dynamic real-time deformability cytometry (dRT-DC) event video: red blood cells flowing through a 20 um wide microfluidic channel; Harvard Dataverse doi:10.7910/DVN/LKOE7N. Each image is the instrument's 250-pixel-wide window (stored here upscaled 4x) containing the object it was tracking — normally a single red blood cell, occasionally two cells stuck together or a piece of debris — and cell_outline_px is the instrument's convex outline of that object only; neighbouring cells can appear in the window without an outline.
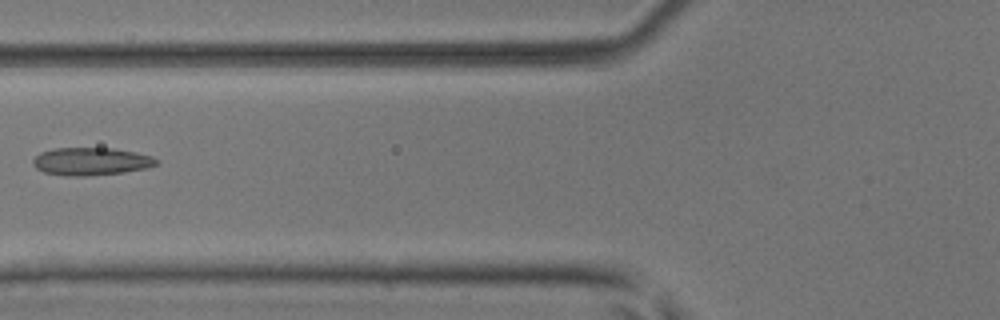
{"species": "common noctule bat (a hibernating species)", "species_latin": "Nyctalus noctula", "temperature_condition": "room temperature", "stored_images_in_passage": 5, "camera_frame_rate_fps": 3000, "um_per_image_px": 0.085, "animal": {"sex": "male", "body_mass_g": 17.9, "forearm_length_mm": 54.2}, "frame": {"image": 1, "passage_image": 4, "time_ms": 1.0, "image_size_px": [1000, 320], "cell_outline_px": [[160, 164], [148, 168], [124, 172], [88, 176], [64, 176], [44, 172], [36, 168], [32, 164], [32, 160], [40, 152], [56, 148], [116, 148], [136, 152], [152, 156], [160, 160]], "centroid_in_image_um": [7.78, 13.72], "position_along_channel_um": 118.0, "area_um2": 20.29}}
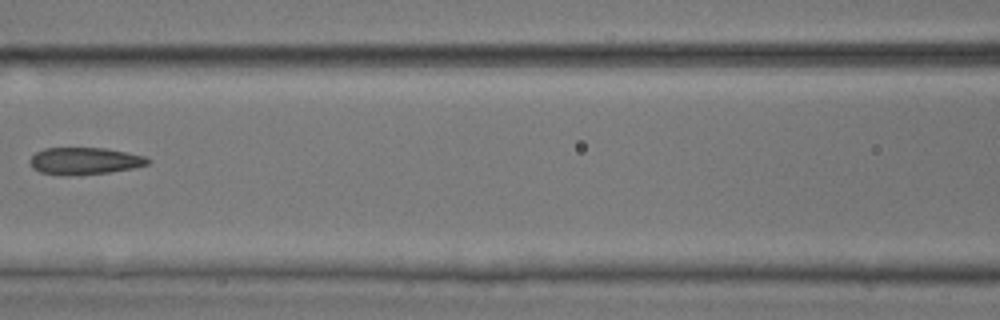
{"frame": {"image": 2, "passage_image": 5, "time_ms": 1.333, "image_size_px": [1000, 320], "cell_outline_px": [[152, 160], [148, 164], [132, 168], [108, 172], [40, 172], [32, 168], [28, 160], [36, 152], [44, 148], [104, 148], [144, 156]], "centroid_in_image_um": [7.2, 13.62], "position_along_channel_um": 159.4, "area_um2": 17.51}}